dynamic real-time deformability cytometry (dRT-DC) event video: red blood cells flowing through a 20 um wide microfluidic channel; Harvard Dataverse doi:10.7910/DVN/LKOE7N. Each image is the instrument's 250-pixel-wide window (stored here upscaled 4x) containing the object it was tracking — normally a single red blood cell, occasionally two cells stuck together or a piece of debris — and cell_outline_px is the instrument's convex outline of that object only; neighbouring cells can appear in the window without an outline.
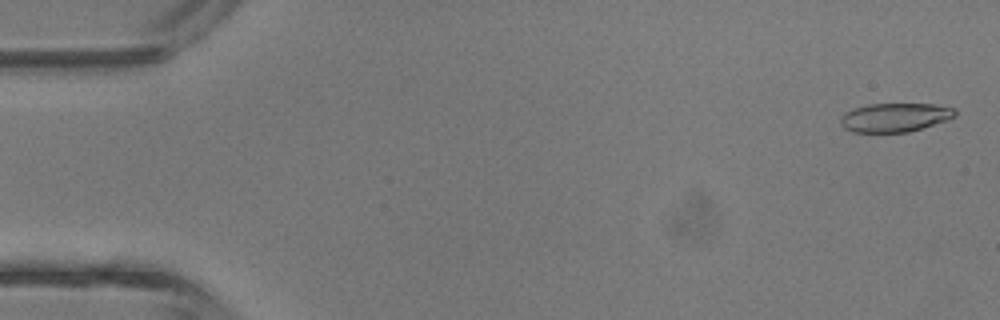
{"species": "common noctule bat (a hibernating species)", "species_latin": "Nyctalus noctula", "temperature_condition": "room temperature", "stored_images_in_passage": 43, "camera_frame_rate_fps": 3000, "um_per_image_px": 0.085, "animal": {"sex": "male", "body_mass_g": 13.3}, "frame": {"image": 1, "passage_image": 2, "time_ms": 0.333, "image_size_px": [1000, 320], "cell_outline_px": [[956, 116], [908, 132], [852, 132], [844, 128], [840, 124], [840, 116], [844, 112], [868, 104], [932, 104], [956, 108]], "centroid_in_image_um": [76.02, 9.97], "position_along_channel_um": 9.0, "area_um2": 19.07}}
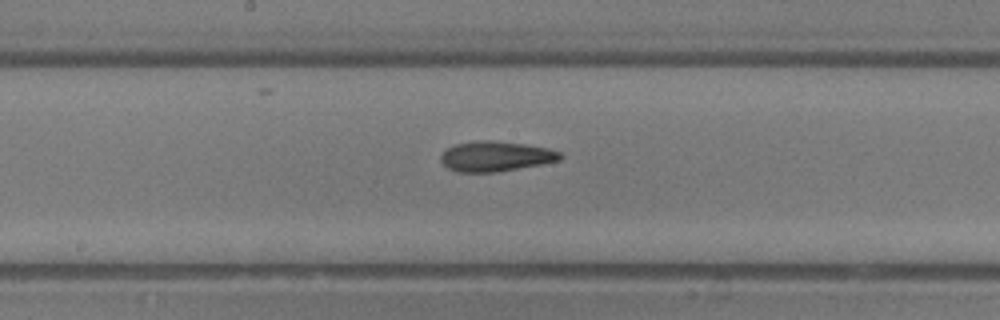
{"frame": {"image": 2, "passage_image": 23, "time_ms": 7.333, "image_size_px": [1000, 320], "cell_outline_px": [[564, 156], [560, 160], [540, 164], [496, 172], [456, 172], [448, 168], [440, 160], [440, 156], [448, 148], [456, 144], [472, 140], [492, 140], [524, 144], [548, 148], [560, 152]], "centroid_in_image_um": [42.12, 13.28], "position_along_channel_um": 206.1, "area_um2": 20.92}}
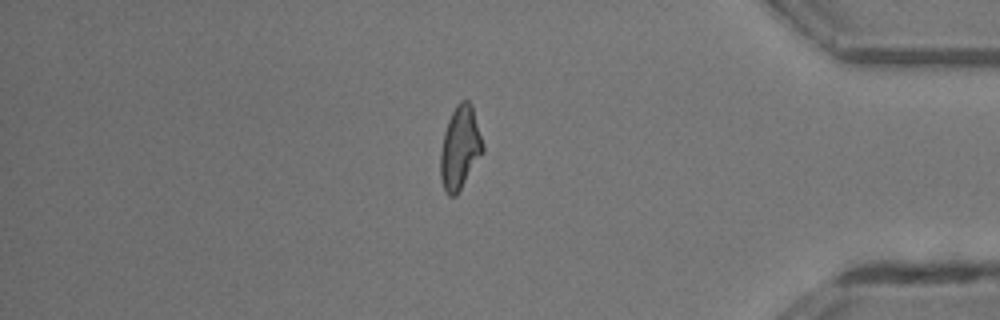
{"frame": {"image": 3, "passage_image": 37, "time_ms": 12.0, "image_size_px": [1000, 320], "cell_outline_px": [[484, 152], [456, 196], [448, 196], [440, 180], [440, 152], [444, 132], [448, 120], [456, 104], [460, 100], [468, 100], [472, 104], [484, 144]], "centroid_in_image_um": [39.11, 12.55], "position_along_channel_um": 396.1, "area_um2": 20.75}, "authors_computed_cell_mechanics": {"area_um2": 20.4034, "velocity_mm_per_s": 4.7956, "shape_relaxation_time_tau1_ms": null, "shape_relaxation_time_tau2_ms": 2.5002, "deformation_change_tau1": null, "deformation_change_tau2": 0.1153}}